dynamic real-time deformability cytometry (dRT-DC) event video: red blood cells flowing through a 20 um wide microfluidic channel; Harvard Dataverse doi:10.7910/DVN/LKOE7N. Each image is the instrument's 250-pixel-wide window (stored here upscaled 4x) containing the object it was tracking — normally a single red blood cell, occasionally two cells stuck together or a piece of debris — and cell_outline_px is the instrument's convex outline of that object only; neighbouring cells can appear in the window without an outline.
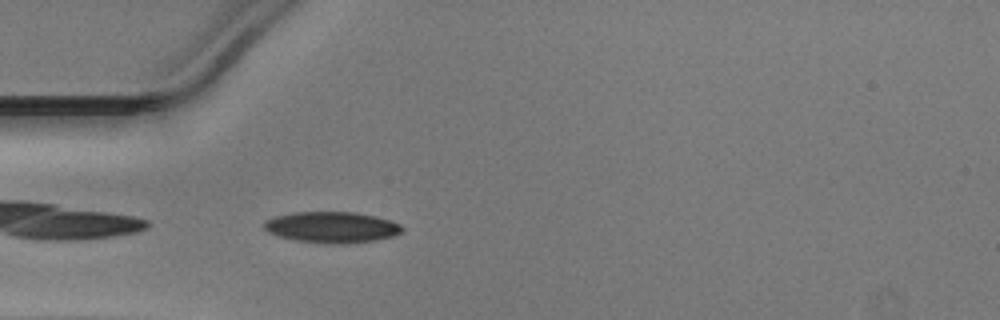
{"species": "Egyptian fruit bat (a non-hibernating species)", "species_latin": "Rousettus aegyptiacus", "temperature_condition": "warm", "stored_images_in_passage": 36, "camera_frame_rate_fps": 3000, "um_per_image_px": 0.085, "animal": {"sex": "male"}, "frame": {"image": 1, "passage_image": 1, "time_ms": 0.0, "image_size_px": [1000, 320], "cell_outline_px": [[404, 228], [400, 232], [392, 236], [376, 240], [348, 244], [324, 244], [296, 240], [280, 236], [268, 232], [264, 228], [264, 220], [276, 216], [296, 212], [356, 212], [388, 220], [400, 224]], "centroid_in_image_um": [28.19, 19.32], "position_along_channel_um": 56.8, "area_um2": 24.91}}
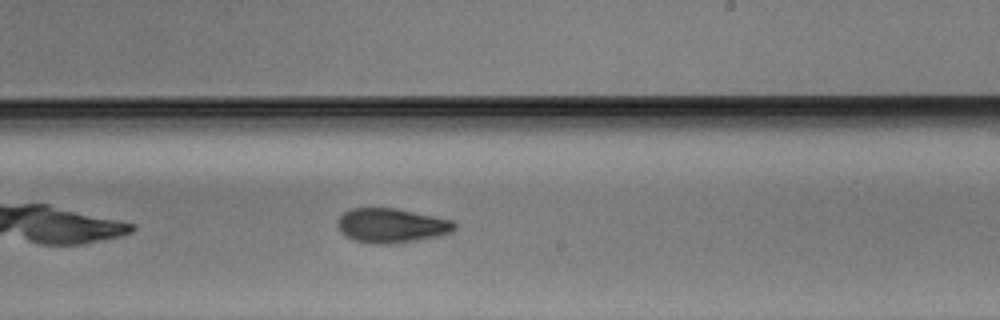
{"frame": {"image": 2, "passage_image": 16, "time_ms": 5.0, "image_size_px": [1000, 320], "cell_outline_px": [[456, 228], [452, 232], [440, 236], [392, 244], [372, 244], [356, 240], [344, 236], [340, 232], [336, 224], [336, 220], [344, 212], [352, 208], [396, 208], [452, 220], [456, 224]], "centroid_in_image_um": [33.25, 19.17], "position_along_channel_um": 255.7, "area_um2": 23.64}}
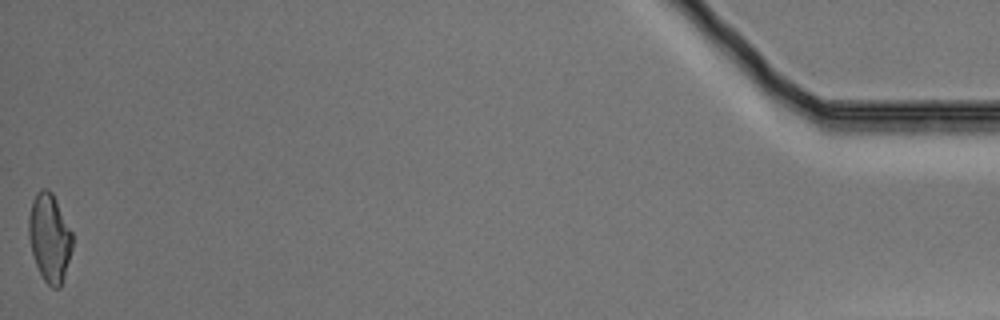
{"frame": {"image": 3, "passage_image": 36, "time_ms": 11.667, "image_size_px": [1000, 320], "cell_outline_px": [[72, 248], [64, 276], [60, 288], [52, 288], [44, 280], [36, 264], [32, 252], [28, 236], [28, 216], [32, 200], [36, 192], [40, 188], [48, 188], [52, 192], [72, 232]], "centroid_in_image_um": [4.19, 20.17], "position_along_channel_um": 431.0, "area_um2": 22.43}}